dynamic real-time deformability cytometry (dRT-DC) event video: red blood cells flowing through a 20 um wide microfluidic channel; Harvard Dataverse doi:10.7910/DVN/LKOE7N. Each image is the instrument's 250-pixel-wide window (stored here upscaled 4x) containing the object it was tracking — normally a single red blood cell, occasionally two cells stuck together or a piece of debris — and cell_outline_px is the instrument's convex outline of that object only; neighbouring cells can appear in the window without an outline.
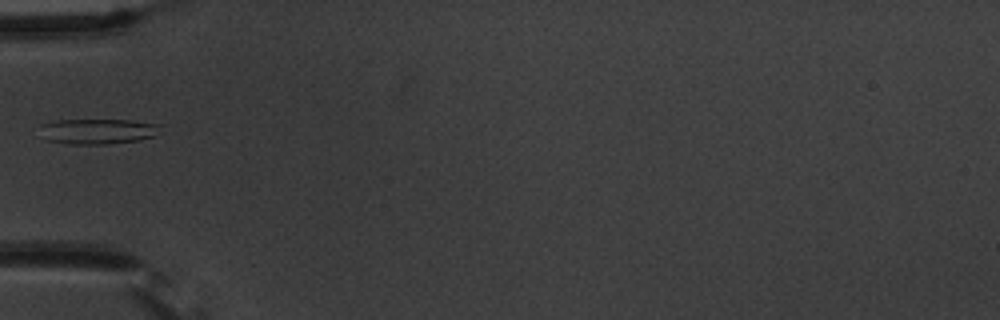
{"species": "common noctule bat (a hibernating species)", "species_latin": "Nyctalus noctula", "temperature_condition": "warm", "stored_images_in_passage": 2, "camera_frame_rate_fps": 3000, "um_per_image_px": 0.085, "animal": {"sex": "male", "body_mass_g": 20.1, "forearm_length_mm": 53.5}, "frame": {"image": 1, "passage_image": 2, "time_ms": 1.0, "image_size_px": [1000, 320], "cell_outline_px": [[164, 124], [156, 136], [140, 140], [108, 144], [68, 144], [44, 140], [40, 124], [56, 120], [132, 120]], "centroid_in_image_um": [8.37, 11.16], "position_along_channel_um": 76.6, "area_um2": 18.15}}